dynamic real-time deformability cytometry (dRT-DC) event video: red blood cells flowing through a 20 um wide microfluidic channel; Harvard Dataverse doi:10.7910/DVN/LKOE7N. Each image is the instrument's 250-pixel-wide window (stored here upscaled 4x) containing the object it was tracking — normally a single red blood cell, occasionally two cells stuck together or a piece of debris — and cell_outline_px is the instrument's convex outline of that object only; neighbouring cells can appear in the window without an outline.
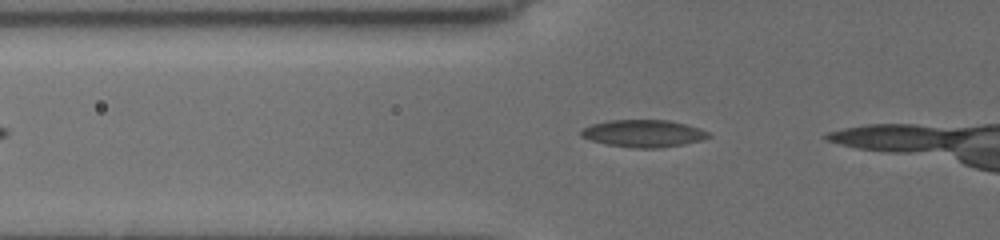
{"species": "common noctule bat (a hibernating species)", "species_latin": "Nyctalus noctula", "temperature_condition": "cold", "stored_images_in_passage": 9, "camera_frame_rate_fps": 3000, "um_per_image_px": 0.085, "animal": {"sex": "female", "body_mass_g": 19.5, "forearm_length_mm": 54.1}, "frame": {"image": 1, "passage_image": 6, "time_ms": 1.667, "image_size_px": [1000, 240], "cell_outline_px": [[712, 136], [700, 140], [680, 144], [656, 148], [636, 148], [608, 144], [592, 140], [580, 136], [580, 132], [584, 128], [592, 124], [608, 120], [668, 120], [684, 124], [708, 132]], "centroid_in_image_um": [54.65, 11.33], "position_along_channel_um": 71.1, "area_um2": 19.77}}